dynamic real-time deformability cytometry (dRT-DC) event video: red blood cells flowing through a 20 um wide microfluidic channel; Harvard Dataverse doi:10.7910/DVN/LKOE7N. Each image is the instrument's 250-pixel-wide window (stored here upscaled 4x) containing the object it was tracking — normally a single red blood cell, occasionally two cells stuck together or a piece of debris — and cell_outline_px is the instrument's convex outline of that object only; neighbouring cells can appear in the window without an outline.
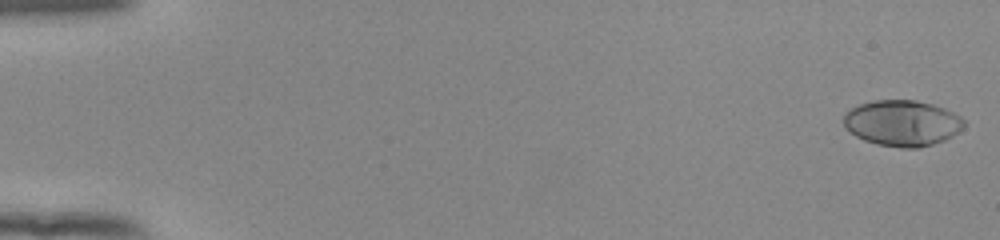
{"species": "human", "species_latin": "Homo sapiens", "temperature_condition": "room temperature", "stored_images_in_passage": 54, "camera_frame_rate_fps": 3000, "um_per_image_px": 0.085, "donor": {"sex": "female"}, "frame": {"image": 1, "passage_image": 1, "time_ms": 0.0, "image_size_px": [1000, 240], "cell_outline_px": [[964, 128], [952, 136], [944, 140], [932, 144], [916, 148], [900, 148], [876, 144], [864, 140], [856, 136], [844, 124], [844, 116], [852, 108], [860, 104], [872, 100], [916, 100], [932, 104], [944, 108], [960, 116], [964, 120]], "centroid_in_image_um": [76.72, 10.46], "position_along_channel_um": 8.3, "area_um2": 32.02}}
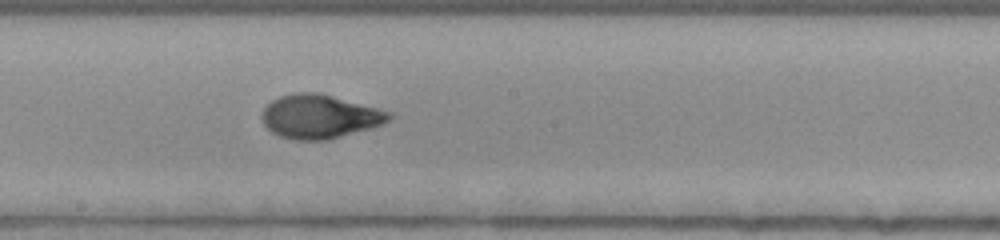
{"frame": {"image": 2, "passage_image": 31, "time_ms": 10.0, "image_size_px": [1000, 240], "cell_outline_px": [[392, 120], [384, 124], [372, 128], [328, 140], [296, 140], [280, 136], [272, 132], [264, 124], [260, 116], [264, 108], [272, 100], [280, 96], [296, 92], [316, 92], [332, 96], [392, 112]], "centroid_in_image_um": [27.18, 9.91], "position_along_channel_um": 221.0, "area_um2": 32.48}}
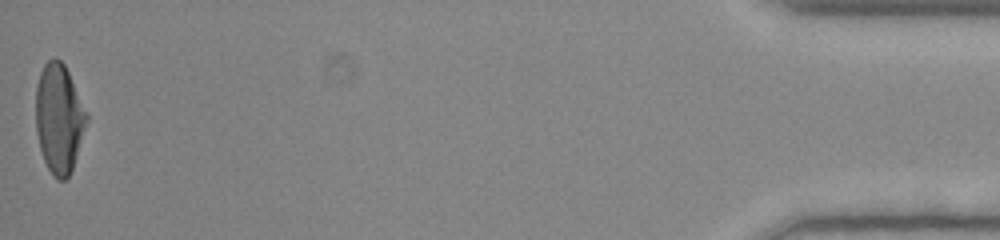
{"frame": {"image": 3, "passage_image": 54, "time_ms": 17.667, "image_size_px": [1000, 240], "cell_outline_px": [[88, 120], [72, 168], [68, 176], [64, 180], [56, 180], [52, 176], [44, 160], [40, 148], [36, 132], [36, 84], [40, 72], [44, 64], [52, 56], [60, 60], [64, 64], [68, 72], [88, 116]], "centroid_in_image_um": [4.99, 10.06], "position_along_channel_um": 430.2, "area_um2": 32.14}, "authors_computed_cell_mechanics": {"area_um2": 31.5588, "velocity_mm_per_s": 3.8739, "shape_relaxation_time_tau1_ms": 4.0812, "shape_relaxation_time_tau2_ms": 0.754, "deformation_change_tau1": 0.2195, "deformation_change_tau2": 0.0579}}